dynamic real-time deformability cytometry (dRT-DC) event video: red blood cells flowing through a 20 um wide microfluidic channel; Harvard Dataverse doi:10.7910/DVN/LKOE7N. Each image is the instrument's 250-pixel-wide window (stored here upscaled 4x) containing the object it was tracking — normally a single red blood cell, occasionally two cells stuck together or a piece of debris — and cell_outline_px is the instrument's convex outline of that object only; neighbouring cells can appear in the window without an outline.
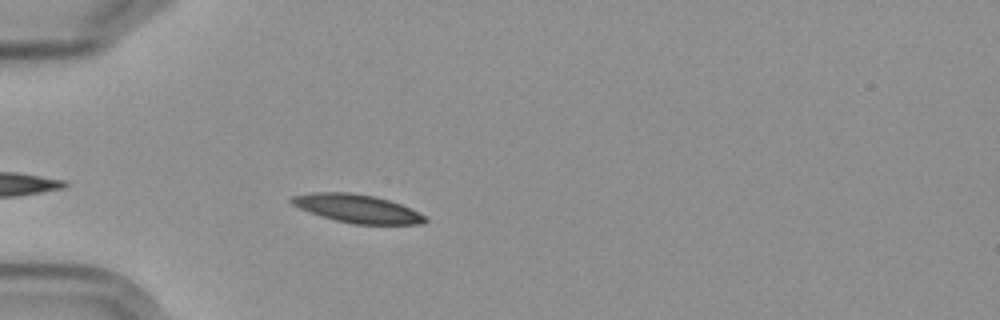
{"species": "Egyptian fruit bat (a non-hibernating species)", "species_latin": "Rousettus aegyptiacus", "temperature_condition": "cold", "stored_images_in_passage": 5, "camera_frame_rate_fps": 3000, "um_per_image_px": 0.085, "frame": {"image": 1, "passage_image": 4, "time_ms": 3.667, "image_size_px": [1000, 320], "cell_outline_px": [[428, 220], [420, 224], [352, 224], [320, 216], [308, 212], [292, 204], [288, 200], [292, 196], [312, 192], [348, 192], [372, 196], [388, 200], [400, 204], [424, 216]], "centroid_in_image_um": [30.29, 17.73], "position_along_channel_um": 54.7, "area_um2": 21.73}}